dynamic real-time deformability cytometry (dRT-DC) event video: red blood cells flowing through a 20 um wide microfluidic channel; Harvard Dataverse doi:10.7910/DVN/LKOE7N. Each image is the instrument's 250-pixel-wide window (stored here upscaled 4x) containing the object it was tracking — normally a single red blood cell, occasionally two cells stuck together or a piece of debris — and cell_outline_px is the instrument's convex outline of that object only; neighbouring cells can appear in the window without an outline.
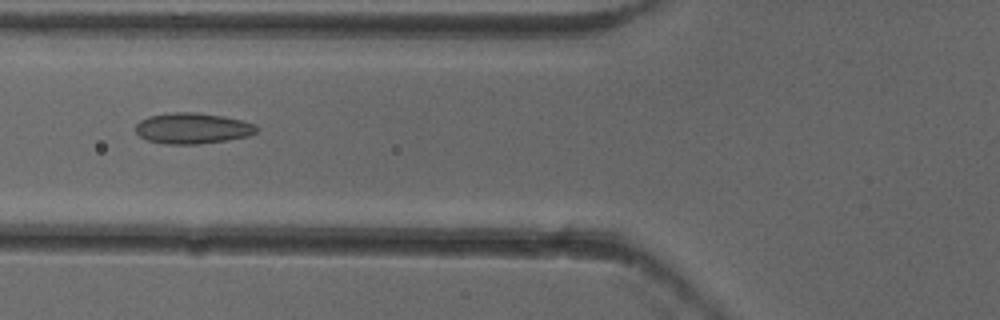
{"species": "common noctule bat (a hibernating species)", "species_latin": "Nyctalus noctula", "temperature_condition": "cold", "stored_images_in_passage": 6, "camera_frame_rate_fps": 3000, "um_per_image_px": 0.085, "animal": {"sex": "female"}, "frame": {"image": 1, "passage_image": 6, "time_ms": 1.667, "image_size_px": [1000, 320], "cell_outline_px": [[260, 128], [256, 132], [248, 136], [228, 140], [200, 144], [164, 144], [148, 140], [140, 136], [136, 132], [136, 124], [140, 120], [148, 116], [168, 112], [196, 112], [220, 116], [240, 120], [256, 124]], "centroid_in_image_um": [16.36, 10.9], "position_along_channel_um": 109.4, "area_um2": 21.85}}